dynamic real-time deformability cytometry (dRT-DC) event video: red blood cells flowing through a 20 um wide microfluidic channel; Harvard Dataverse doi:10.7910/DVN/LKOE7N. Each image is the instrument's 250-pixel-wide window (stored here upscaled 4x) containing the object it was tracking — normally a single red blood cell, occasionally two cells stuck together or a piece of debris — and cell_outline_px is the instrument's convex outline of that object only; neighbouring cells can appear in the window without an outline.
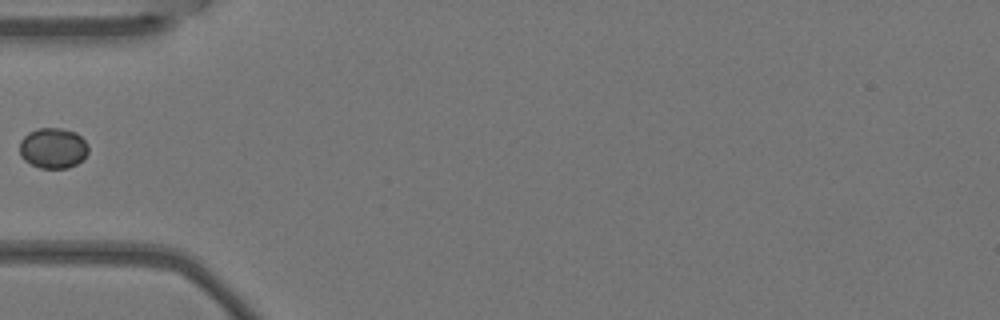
{"species": "Egyptian fruit bat (a non-hibernating species)", "species_latin": "Rousettus aegyptiacus", "temperature_condition": "warm", "stored_images_in_passage": 4, "camera_frame_rate_fps": 3000, "um_per_image_px": 0.085, "animal": {"sex": "female"}, "frame": {"image": 1, "passage_image": 3, "time_ms": 0.667, "image_size_px": [1000, 320], "cell_outline_px": [[88, 152], [76, 164], [68, 168], [40, 168], [24, 160], [20, 156], [20, 140], [28, 132], [36, 128], [60, 128], [76, 132], [88, 144]], "centroid_in_image_um": [4.49, 12.58], "position_along_channel_um": 80.5, "area_um2": 16.24}}
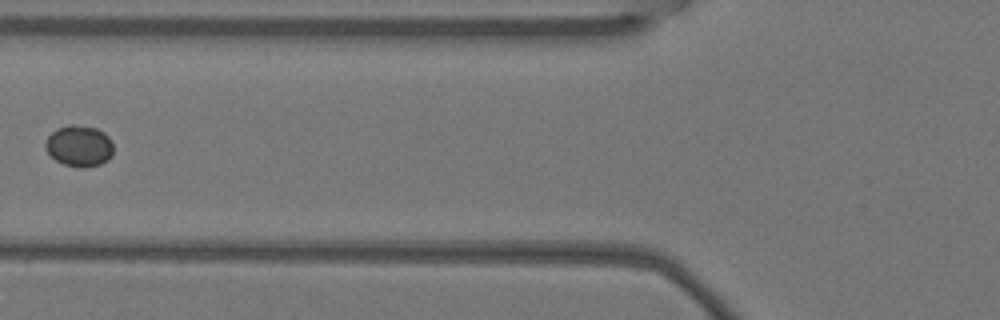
{"frame": {"image": 2, "passage_image": 4, "time_ms": 1.0, "image_size_px": [1000, 320], "cell_outline_px": [[112, 156], [108, 160], [100, 164], [84, 168], [80, 168], [64, 164], [56, 160], [48, 152], [44, 144], [48, 136], [56, 128], [68, 124], [76, 124], [96, 128], [104, 132], [112, 140]], "centroid_in_image_um": [6.74, 12.39], "position_along_channel_um": 119.1, "area_um2": 16.47}}